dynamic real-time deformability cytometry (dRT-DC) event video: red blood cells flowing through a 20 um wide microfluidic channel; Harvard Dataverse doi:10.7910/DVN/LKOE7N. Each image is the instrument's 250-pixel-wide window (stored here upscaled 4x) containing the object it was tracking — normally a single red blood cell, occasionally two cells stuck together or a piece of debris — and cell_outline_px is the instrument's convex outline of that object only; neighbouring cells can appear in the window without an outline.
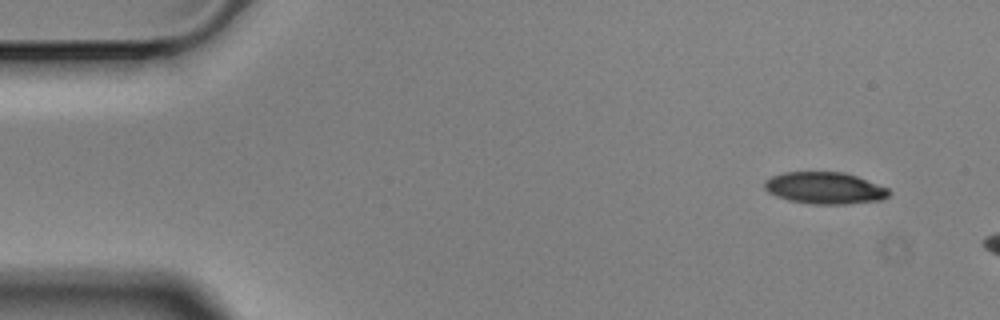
{"species": "Egyptian fruit bat (a non-hibernating species)", "species_latin": "Rousettus aegyptiacus", "temperature_condition": "cold", "stored_images_in_passage": 5, "segment_of_instrument_passage": [2, 2], "camera_frame_rate_fps": 3000, "um_per_image_px": 0.085, "animal": {"sex": "male"}, "frame": {"image": 1, "passage_image": 5, "time_ms": 1.333, "image_size_px": [1000, 320], "cell_outline_px": [[892, 192], [888, 196], [880, 200], [848, 204], [812, 204], [788, 200], [776, 196], [768, 192], [764, 188], [764, 180], [772, 176], [784, 172], [844, 172], [856, 176], [888, 188]], "centroid_in_image_um": [70.09, 15.98], "position_along_channel_um": 14.9, "area_um2": 23.12}}